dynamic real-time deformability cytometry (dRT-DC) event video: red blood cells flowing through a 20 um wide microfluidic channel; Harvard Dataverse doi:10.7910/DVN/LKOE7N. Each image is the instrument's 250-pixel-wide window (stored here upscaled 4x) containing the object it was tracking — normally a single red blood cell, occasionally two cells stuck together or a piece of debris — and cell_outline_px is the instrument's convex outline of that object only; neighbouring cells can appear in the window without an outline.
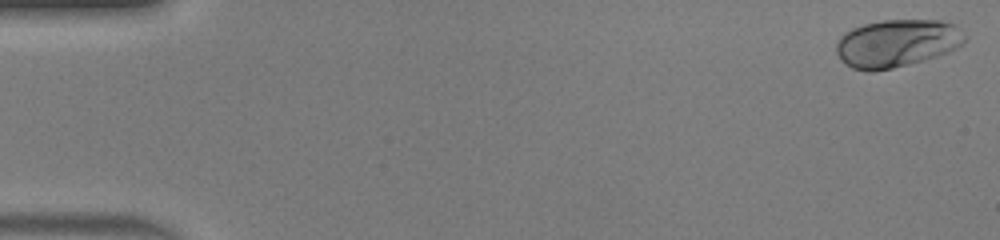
{"species": "human", "species_latin": "Homo sapiens", "temperature_condition": "warm", "stored_images_in_passage": 48, "camera_frame_rate_fps": 3000, "um_per_image_px": 0.085, "donor": {"sex": "male"}, "frame": {"image": 1, "passage_image": 1, "time_ms": 0.0, "image_size_px": [1000, 240], "cell_outline_px": [[968, 36], [964, 44], [948, 52], [924, 60], [892, 68], [872, 72], [868, 72], [852, 68], [840, 60], [836, 52], [836, 44], [840, 36], [844, 32], [852, 28], [864, 24], [880, 20], [940, 20], [956, 24]], "centroid_in_image_um": [76.25, 3.67], "position_along_channel_um": 8.8, "area_um2": 36.18}}
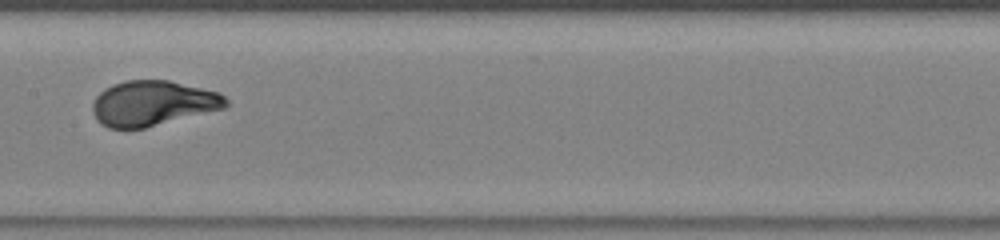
{"frame": {"image": 2, "passage_image": 25, "time_ms": 8.0, "image_size_px": [1000, 240], "cell_outline_px": [[228, 104], [224, 108], [144, 128], [108, 128], [96, 120], [92, 112], [92, 104], [96, 96], [104, 88], [112, 84], [124, 80], [168, 80], [220, 92], [228, 100]], "centroid_in_image_um": [12.96, 8.77], "position_along_channel_um": 194.4, "area_um2": 35.08}}
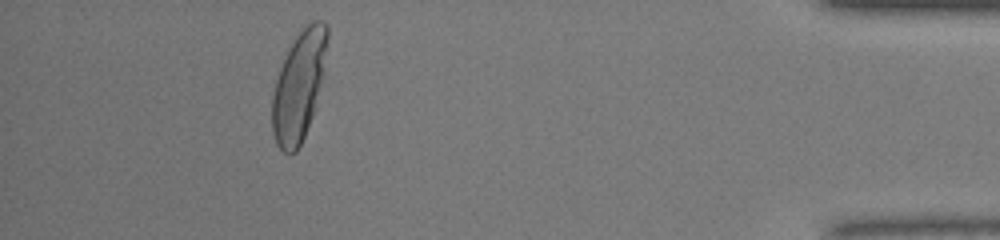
{"frame": {"image": 3, "passage_image": 44, "time_ms": 14.333, "image_size_px": [1000, 240], "cell_outline_px": [[328, 36], [316, 108], [304, 136], [296, 152], [284, 152], [276, 144], [272, 132], [272, 96], [276, 80], [280, 68], [288, 48], [296, 36], [312, 20], [320, 20], [328, 24]], "centroid_in_image_um": [25.39, 7.31], "position_along_channel_um": 409.8, "area_um2": 34.74}, "authors_computed_cell_mechanics": {"area_um2": 34.969, "velocity_mm_per_s": 4.2772, "shape_relaxation_time_tau1_ms": 2.8811, "shape_relaxation_time_tau2_ms": null, "deformation_change_tau1": 0.184, "deformation_change_tau2": null}}